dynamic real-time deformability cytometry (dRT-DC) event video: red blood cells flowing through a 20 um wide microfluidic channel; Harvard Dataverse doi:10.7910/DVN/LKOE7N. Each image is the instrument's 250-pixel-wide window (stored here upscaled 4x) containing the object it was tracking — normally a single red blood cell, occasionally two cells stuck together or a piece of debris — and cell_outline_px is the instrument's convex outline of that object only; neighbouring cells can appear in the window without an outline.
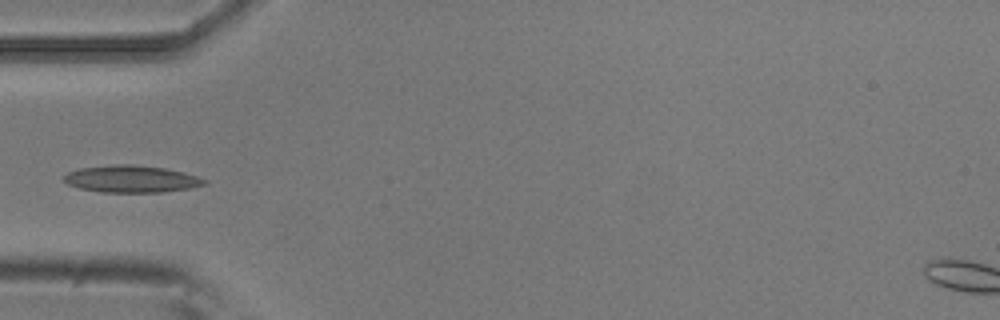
{"species": "common noctule bat (a hibernating species)", "species_latin": "Nyctalus noctula", "temperature_condition": "room temperature", "stored_images_in_passage": 2, "camera_frame_rate_fps": 3000, "um_per_image_px": 0.085, "animal": {"sex": "male", "body_mass_g": 20.5, "forearm_length_mm": 52.5}, "frame": {"image": 1, "passage_image": 1, "time_ms": 0.0, "image_size_px": [1000, 320], "cell_outline_px": [[208, 184], [188, 188], [164, 192], [100, 192], [80, 188], [68, 184], [64, 180], [64, 176], [68, 172], [80, 168], [116, 164], [132, 164], [164, 168], [184, 172], [208, 180]], "centroid_in_image_um": [11.19, 15.21], "position_along_channel_um": 73.8, "area_um2": 22.08}}
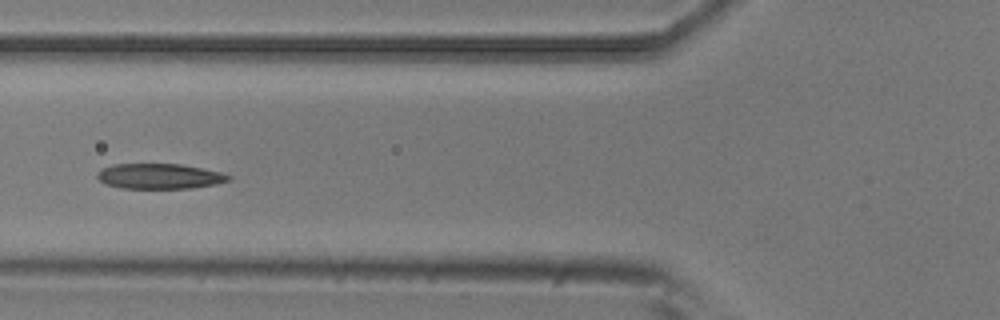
{"frame": {"image": 2, "passage_image": 2, "time_ms": 0.333, "image_size_px": [1000, 320], "cell_outline_px": [[232, 180], [216, 184], [192, 188], [120, 188], [104, 184], [96, 176], [96, 172], [100, 168], [112, 164], [180, 164], [220, 172], [232, 176]], "centroid_in_image_um": [13.52, 14.98], "position_along_channel_um": 112.3, "area_um2": 19.48}}